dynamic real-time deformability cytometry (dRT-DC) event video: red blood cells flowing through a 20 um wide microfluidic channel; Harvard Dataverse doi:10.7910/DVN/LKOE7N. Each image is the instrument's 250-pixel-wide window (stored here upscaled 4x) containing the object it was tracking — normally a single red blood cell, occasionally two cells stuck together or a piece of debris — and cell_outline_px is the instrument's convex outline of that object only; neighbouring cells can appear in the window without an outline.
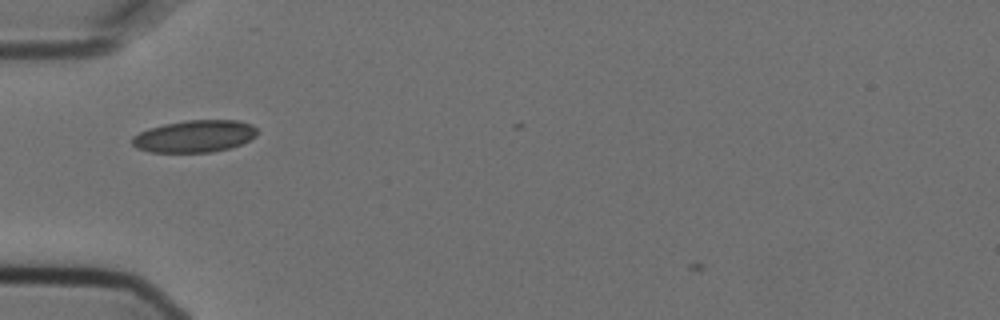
{"species": "Egyptian fruit bat (a non-hibernating species)", "species_latin": "Rousettus aegyptiacus", "temperature_condition": "cold", "stored_images_in_passage": 3, "camera_frame_rate_fps": 3000, "um_per_image_px": 0.085, "animal": {"sex": "female"}, "frame": {"image": 1, "passage_image": 2, "time_ms": 0.333, "image_size_px": [1000, 320], "cell_outline_px": [[256, 136], [240, 144], [228, 148], [212, 152], [152, 152], [136, 148], [132, 144], [132, 136], [148, 128], [164, 124], [188, 120], [240, 120], [252, 124], [256, 128]], "centroid_in_image_um": [16.53, 11.57], "position_along_channel_um": 68.5, "area_um2": 23.35}}